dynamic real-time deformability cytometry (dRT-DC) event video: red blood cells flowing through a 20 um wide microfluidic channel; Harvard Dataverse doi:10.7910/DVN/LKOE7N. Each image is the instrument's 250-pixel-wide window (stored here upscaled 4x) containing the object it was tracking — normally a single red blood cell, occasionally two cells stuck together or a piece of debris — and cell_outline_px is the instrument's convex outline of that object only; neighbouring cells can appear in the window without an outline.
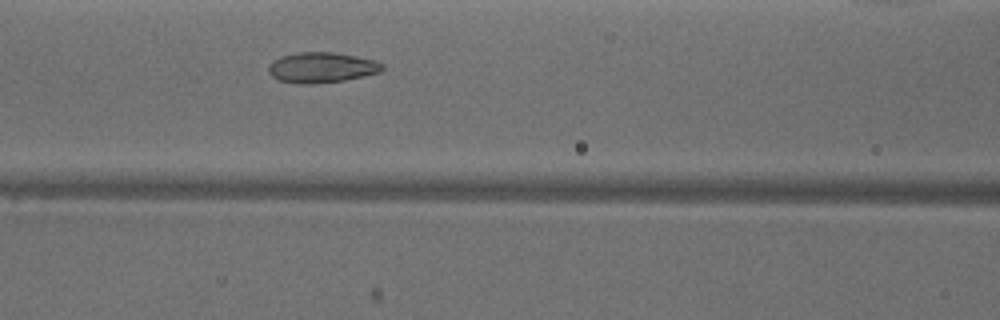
{"species": "common noctule bat (a hibernating species)", "species_latin": "Nyctalus noctula", "temperature_condition": "warm", "stored_images_in_passage": 26, "camera_frame_rate_fps": 3000, "um_per_image_px": 0.085, "animal": {"sex": "male", "body_mass_g": 18.8}, "frame": {"image": 1, "passage_image": 8, "time_ms": 2.333, "image_size_px": [1000, 320], "cell_outline_px": [[384, 68], [380, 72], [364, 76], [344, 80], [308, 84], [296, 84], [280, 80], [272, 76], [268, 72], [268, 64], [272, 60], [280, 56], [296, 52], [332, 52], [356, 56], [376, 60], [384, 64]], "centroid_in_image_um": [27.32, 5.73], "position_along_channel_um": 139.3, "area_um2": 20.35}}
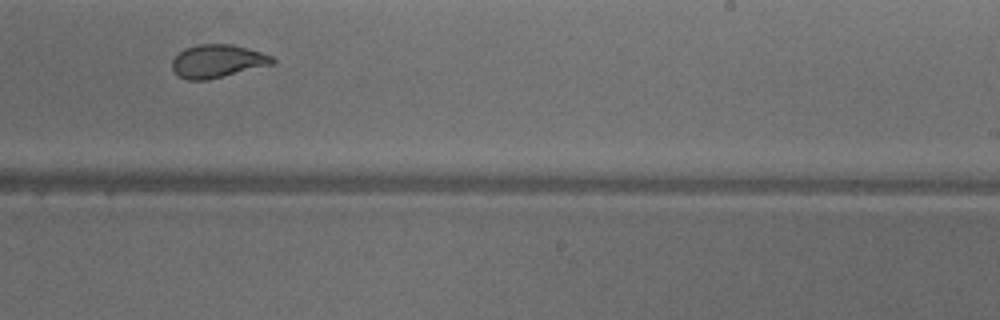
{"frame": {"image": 2, "passage_image": 18, "time_ms": 5.667, "image_size_px": [1000, 320], "cell_outline_px": [[276, 60], [272, 64], [208, 80], [188, 80], [180, 76], [172, 68], [172, 60], [184, 48], [196, 44], [232, 44], [260, 52], [272, 56]], "centroid_in_image_um": [18.47, 5.19], "position_along_channel_um": 270.5, "area_um2": 19.13}}
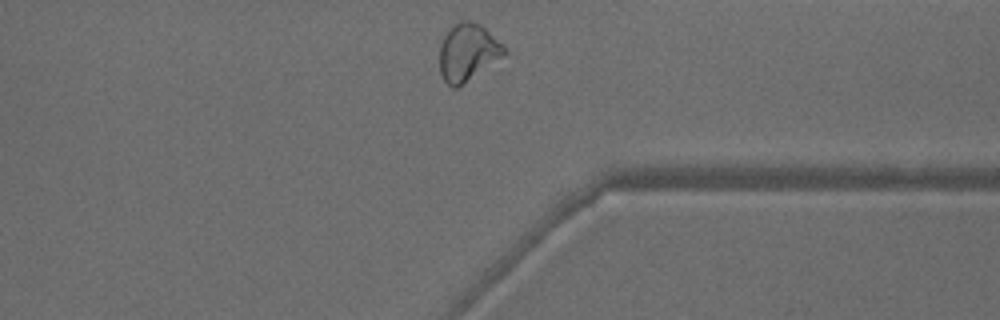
{"frame": {"image": 3, "passage_image": 26, "time_ms": 8.333, "image_size_px": [1000, 320], "cell_outline_px": [[508, 52], [456, 88], [452, 88], [444, 80], [440, 72], [440, 44], [444, 36], [452, 24], [460, 20], [468, 20], [480, 24], [504, 44]], "centroid_in_image_um": [39.75, 4.4], "position_along_channel_um": 371.7, "area_um2": 21.39}, "authors_computed_cell_mechanics": {"area_um2": 19.1318, "velocity_mm_per_s": 3.9456, "shape_relaxation_time_tau1_ms": 9.0444, "shape_relaxation_time_tau2_ms": 1.1981, "deformation_change_tau1": 0.2108, "deformation_change_tau2": 0.0799}}